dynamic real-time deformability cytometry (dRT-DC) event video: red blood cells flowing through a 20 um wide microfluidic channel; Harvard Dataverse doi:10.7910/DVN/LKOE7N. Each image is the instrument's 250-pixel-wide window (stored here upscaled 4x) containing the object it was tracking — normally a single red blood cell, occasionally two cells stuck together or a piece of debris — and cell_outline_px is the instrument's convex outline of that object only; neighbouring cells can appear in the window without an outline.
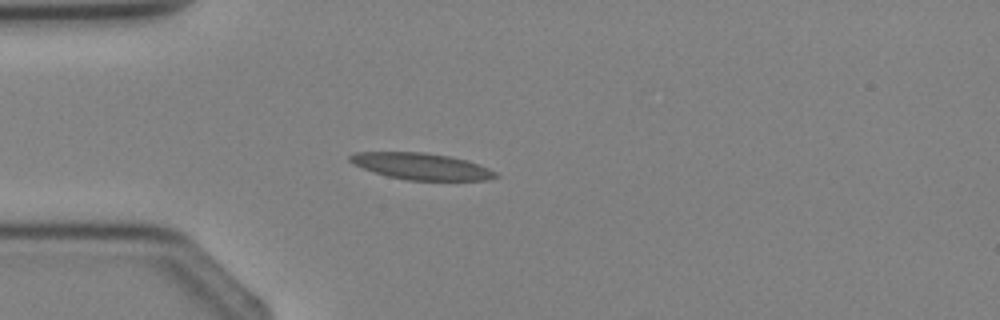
{"species": "Egyptian fruit bat (a non-hibernating species)", "species_latin": "Rousettus aegyptiacus", "temperature_condition": "cold", "stored_images_in_passage": 1, "camera_frame_rate_fps": 3000, "um_per_image_px": 0.085, "animal": {"sex": "female"}, "frame": {"image": 1, "passage_image": 1, "time_ms": 0.0, "image_size_px": [1000, 320], "cell_outline_px": [[500, 176], [488, 180], [408, 180], [388, 176], [364, 168], [348, 160], [348, 156], [356, 152], [424, 152], [448, 156], [468, 160], [488, 168], [496, 172]], "centroid_in_image_um": [35.85, 14.13], "position_along_channel_um": 49.1, "area_um2": 22.31}}